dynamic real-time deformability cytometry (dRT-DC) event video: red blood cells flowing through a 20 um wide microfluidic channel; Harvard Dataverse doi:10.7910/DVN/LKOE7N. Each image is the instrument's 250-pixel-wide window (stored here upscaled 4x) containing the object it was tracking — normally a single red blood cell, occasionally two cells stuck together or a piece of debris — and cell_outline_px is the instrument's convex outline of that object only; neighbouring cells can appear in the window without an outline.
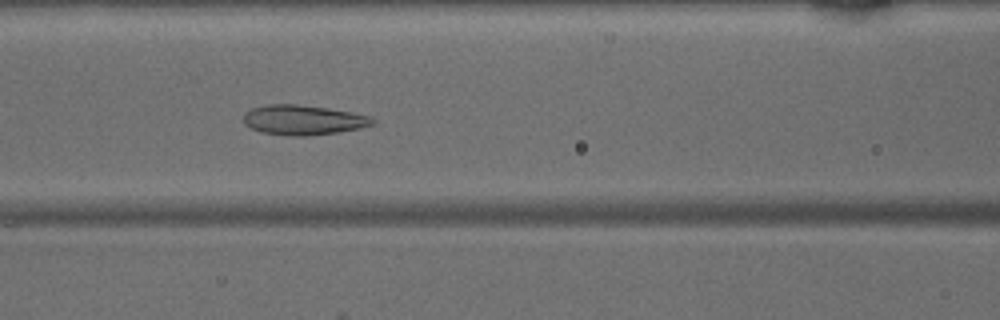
{"species": "common noctule bat (a hibernating species)", "species_latin": "Nyctalus noctula", "temperature_condition": "warm", "stored_images_in_passage": 35, "camera_frame_rate_fps": 3000, "um_per_image_px": 0.085, "animal": {"sex": "male", "body_mass_g": 15.6}, "frame": {"image": 1, "passage_image": 8, "time_ms": 2.333, "image_size_px": [1000, 320], "cell_outline_px": [[376, 120], [372, 124], [340, 132], [308, 136], [288, 136], [260, 132], [244, 124], [244, 112], [252, 108], [268, 104], [296, 104], [328, 108], [352, 112], [372, 116]], "centroid_in_image_um": [25.76, 10.2], "position_along_channel_um": 140.8, "area_um2": 22.54}}
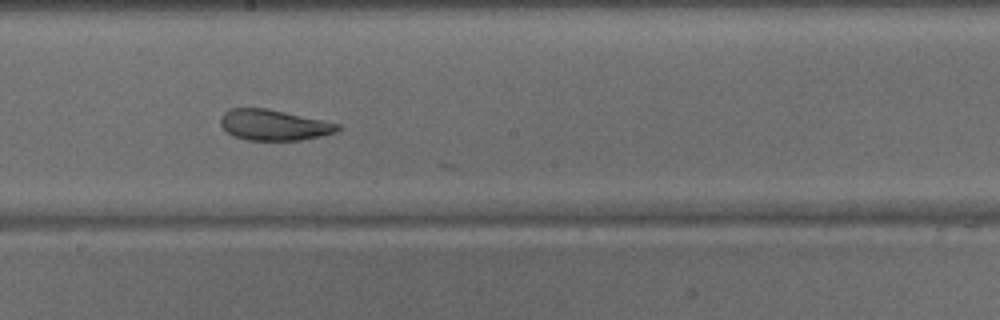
{"frame": {"image": 2, "passage_image": 14, "time_ms": 4.333, "image_size_px": [1000, 320], "cell_outline_px": [[340, 128], [336, 132], [320, 136], [300, 140], [248, 140], [232, 136], [220, 124], [220, 116], [224, 112], [232, 108], [268, 108], [324, 120], [340, 124]], "centroid_in_image_um": [23.26, 10.62], "position_along_channel_um": 224.9, "area_um2": 21.04}}
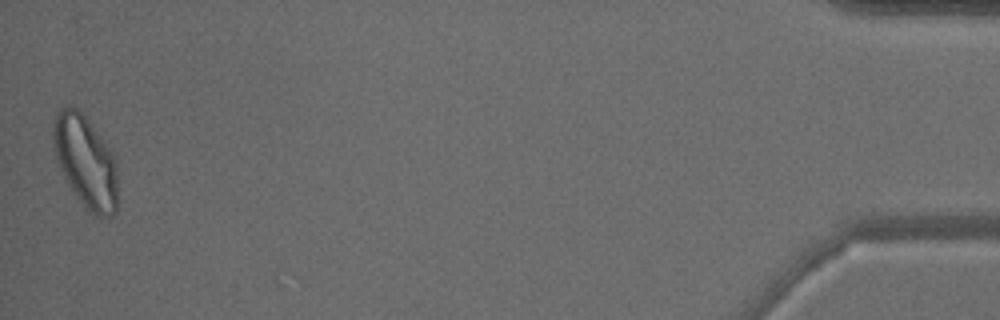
{"frame": {"image": 3, "passage_image": 35, "time_ms": 11.333, "image_size_px": [1000, 320], "cell_outline_px": [[116, 212], [112, 216], [104, 220], [100, 220], [92, 216], [88, 212], [76, 196], [68, 184], [64, 176], [52, 148], [52, 120], [56, 112], [60, 108], [68, 104], [72, 104], [84, 116], [100, 136], [112, 152], [116, 160]], "centroid_in_image_um": [7.24, 13.76], "position_along_channel_um": 428.0, "area_um2": 35.08}}